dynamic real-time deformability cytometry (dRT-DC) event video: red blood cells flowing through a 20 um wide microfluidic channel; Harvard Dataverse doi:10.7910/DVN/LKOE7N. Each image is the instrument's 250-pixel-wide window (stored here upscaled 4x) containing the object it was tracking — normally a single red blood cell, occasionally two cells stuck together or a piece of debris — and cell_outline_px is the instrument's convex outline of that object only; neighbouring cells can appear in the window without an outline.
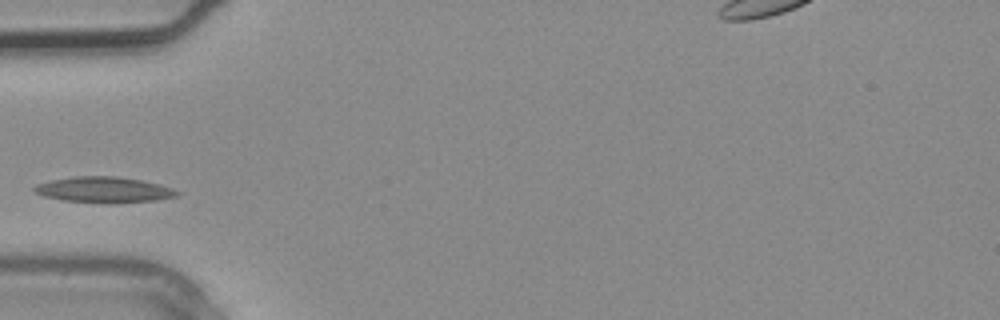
{"species": "common noctule bat (a hibernating species)", "species_latin": "Nyctalus noctula", "temperature_condition": "warm", "stored_images_in_passage": 1, "camera_frame_rate_fps": 3000, "um_per_image_px": 0.085, "animal": {"sex": "male", "body_mass_g": 20.4}, "frame": {"image": 1, "passage_image": 1, "time_ms": 0.0, "image_size_px": [1000, 320], "cell_outline_px": [[180, 192], [176, 196], [156, 200], [116, 204], [104, 204], [64, 200], [44, 196], [32, 192], [32, 188], [36, 184], [48, 180], [72, 176], [116, 176], [140, 180], [160, 184], [172, 188]], "centroid_in_image_um": [8.78, 16.13], "position_along_channel_um": 76.2, "area_um2": 21.85}}